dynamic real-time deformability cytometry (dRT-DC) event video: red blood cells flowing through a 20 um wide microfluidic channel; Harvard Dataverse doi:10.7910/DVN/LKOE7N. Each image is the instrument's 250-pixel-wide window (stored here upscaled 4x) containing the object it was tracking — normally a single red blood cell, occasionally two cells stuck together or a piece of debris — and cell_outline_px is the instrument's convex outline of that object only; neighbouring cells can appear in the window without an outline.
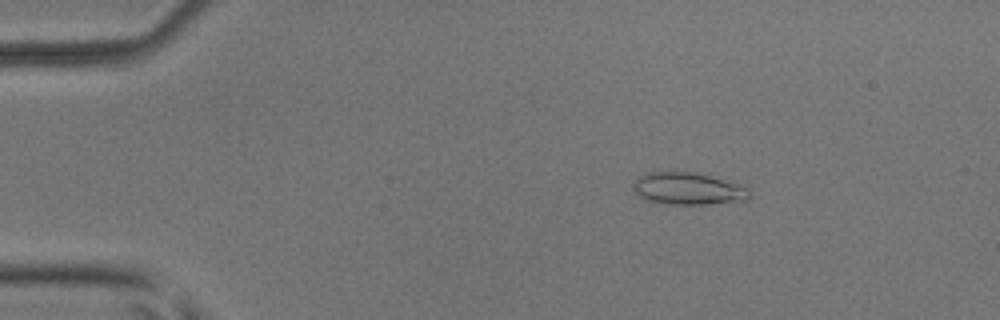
{"species": "common noctule bat (a hibernating species)", "species_latin": "Nyctalus noctula", "temperature_condition": "room temperature", "stored_images_in_passage": 52, "camera_frame_rate_fps": 3000, "um_per_image_px": 0.085, "animal": {"sex": "male", "body_mass_g": 17.9, "forearm_length_mm": 54.2}, "frame": {"image": 1, "passage_image": 9, "time_ms": 2.667, "image_size_px": [1000, 320], "cell_outline_px": [[752, 196], [748, 200], [708, 204], [668, 204], [648, 200], [640, 196], [632, 188], [632, 184], [640, 176], [648, 172], [692, 172], [740, 184], [748, 188]], "centroid_in_image_um": [58.51, 16.04], "position_along_channel_um": 26.5, "area_um2": 21.62}}
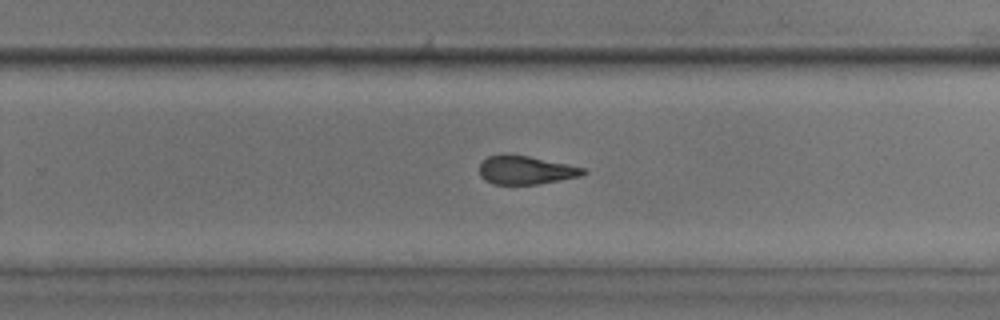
{"frame": {"image": 2, "passage_image": 34, "time_ms": 11.0, "image_size_px": [1000, 320], "cell_outline_px": [[588, 172], [580, 176], [540, 184], [492, 184], [484, 180], [480, 176], [480, 160], [488, 156], [504, 152], [528, 156], [568, 164], [584, 168]], "centroid_in_image_um": [44.63, 14.44], "position_along_channel_um": 285.2, "area_um2": 17.57}}
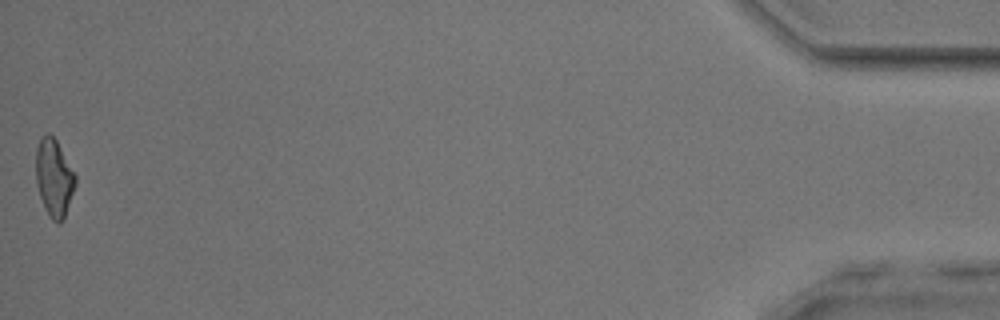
{"frame": {"image": 3, "passage_image": 52, "time_ms": 17.0, "image_size_px": [1000, 320], "cell_outline_px": [[76, 184], [64, 220], [60, 224], [56, 224], [48, 216], [44, 208], [36, 184], [36, 148], [40, 136], [44, 132], [48, 132], [56, 140], [76, 176]], "centroid_in_image_um": [4.58, 15.14], "position_along_channel_um": 430.6, "area_um2": 18.09}, "authors_computed_cell_mechanics": {"area_um2": 18.496, "velocity_mm_per_s": 4.0048, "shape_relaxation_time_tau1_ms": null, "shape_relaxation_time_tau2_ms": 1.6153, "deformation_change_tau1": null, "deformation_change_tau2": 0.0895}}